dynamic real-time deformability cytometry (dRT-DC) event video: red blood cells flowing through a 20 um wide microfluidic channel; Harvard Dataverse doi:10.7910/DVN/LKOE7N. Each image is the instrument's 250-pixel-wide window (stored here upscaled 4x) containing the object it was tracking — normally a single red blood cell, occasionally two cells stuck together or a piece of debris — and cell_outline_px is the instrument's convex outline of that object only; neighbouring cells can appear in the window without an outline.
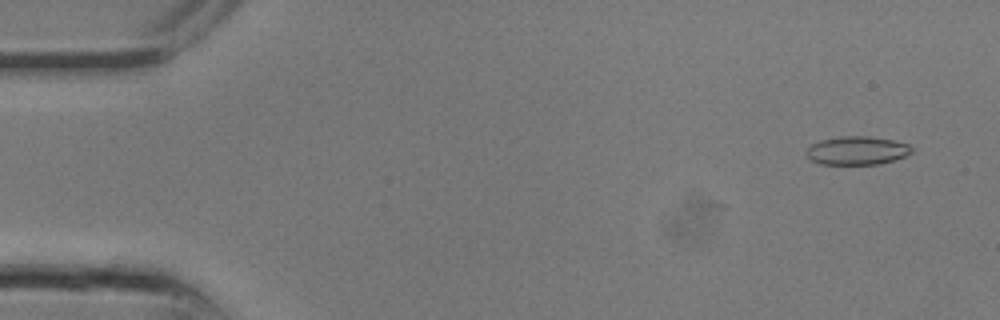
{"species": "common noctule bat (a hibernating species)", "species_latin": "Nyctalus noctula", "temperature_condition": "room temperature", "stored_images_in_passage": 19, "camera_frame_rate_fps": 3000, "um_per_image_px": 0.085, "animal": {"sex": "male", "body_mass_g": 13.3}, "frame": {"image": 1, "passage_image": 2, "time_ms": 0.333, "image_size_px": [1000, 320], "cell_outline_px": [[912, 152], [904, 156], [880, 164], [820, 164], [812, 160], [804, 152], [812, 144], [820, 140], [844, 136], [868, 136], [892, 140], [908, 144], [912, 148]], "centroid_in_image_um": [72.83, 12.79], "position_along_channel_um": 12.2, "area_um2": 17.28}}
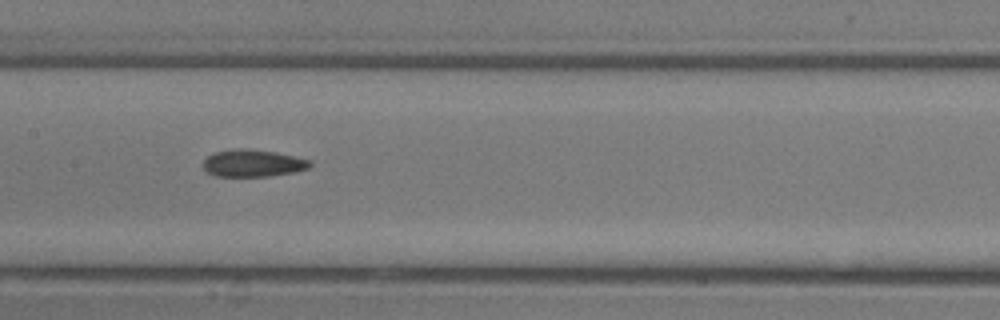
{"frame": {"image": 2, "passage_image": 13, "time_ms": 4.0, "image_size_px": [1000, 320], "cell_outline_px": [[312, 164], [308, 168], [296, 172], [268, 176], [216, 176], [204, 172], [204, 160], [208, 156], [216, 152], [232, 148], [248, 148], [276, 152], [312, 160]], "centroid_in_image_um": [21.5, 13.86], "position_along_channel_um": 185.9, "area_um2": 17.11}}
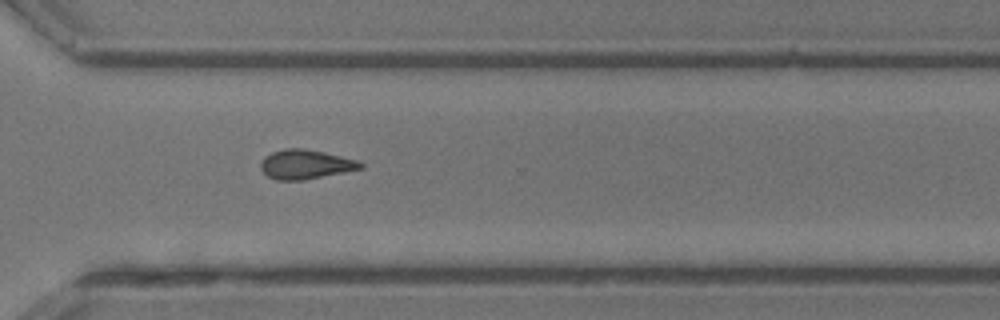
{"frame": {"image": 3, "passage_image": 19, "time_ms": 6.0, "image_size_px": [1000, 320], "cell_outline_px": [[364, 168], [304, 180], [276, 180], [268, 176], [260, 168], [260, 164], [264, 156], [272, 152], [284, 148], [304, 148], [324, 152], [356, 160], [364, 164]], "centroid_in_image_um": [25.95, 13.97], "position_along_channel_um": 344.6, "area_um2": 17.05}}